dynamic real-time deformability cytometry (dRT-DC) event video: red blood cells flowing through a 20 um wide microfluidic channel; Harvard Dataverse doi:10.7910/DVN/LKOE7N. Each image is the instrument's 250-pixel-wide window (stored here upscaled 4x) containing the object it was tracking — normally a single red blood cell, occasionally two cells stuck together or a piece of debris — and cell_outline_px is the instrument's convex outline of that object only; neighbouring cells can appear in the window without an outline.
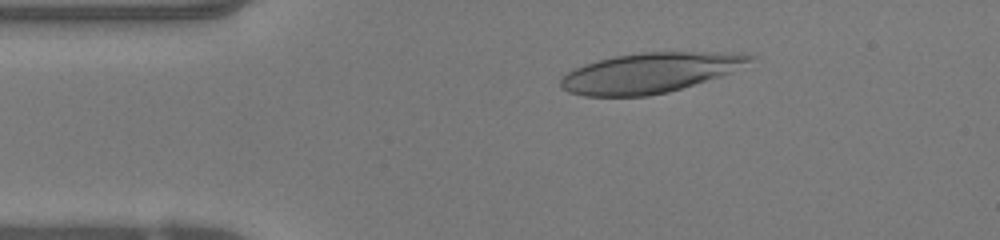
{"species": "human", "species_latin": "Homo sapiens", "temperature_condition": "warm", "stored_images_in_passage": 49, "camera_frame_rate_fps": 3000, "um_per_image_px": 0.085, "donor": {"sex": "female"}, "frame": {"image": 1, "passage_image": 8, "time_ms": 2.333, "image_size_px": [1000, 240], "cell_outline_px": [[756, 56], [728, 72], [720, 76], [668, 92], [648, 96], [584, 96], [568, 92], [560, 88], [560, 80], [568, 72], [584, 64], [612, 56], [640, 52], [740, 52]], "centroid_in_image_um": [55.16, 6.18], "position_along_channel_um": 29.8, "area_um2": 43.7}}
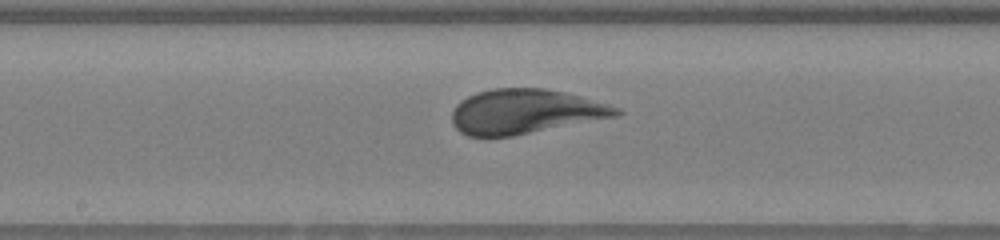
{"frame": {"image": 2, "passage_image": 24, "time_ms": 7.667, "image_size_px": [1000, 240], "cell_outline_px": [[624, 112], [616, 116], [512, 136], [468, 136], [460, 132], [452, 124], [452, 112], [456, 104], [460, 100], [476, 92], [492, 88], [544, 88], [564, 92], [580, 96], [608, 104], [620, 108]], "centroid_in_image_um": [44.6, 9.47], "position_along_channel_um": 203.6, "area_um2": 42.54}}
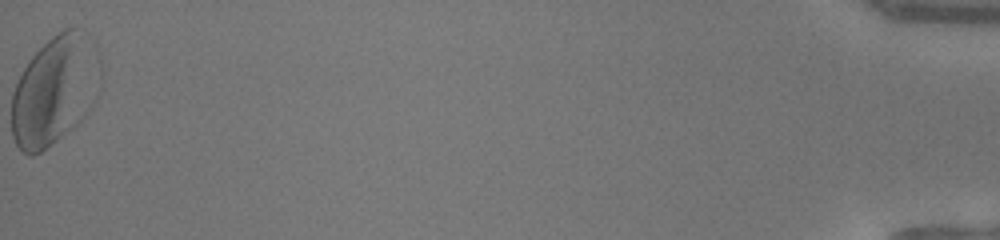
{"frame": {"image": 3, "passage_image": 49, "time_ms": 16.0, "image_size_px": [1000, 240], "cell_outline_px": [[96, 100], [92, 108], [72, 128], [40, 152], [32, 156], [28, 156], [16, 144], [12, 136], [12, 92], [24, 68], [32, 56], [52, 36], [64, 28], [84, 28], [88, 32], [96, 96]], "centroid_in_image_um": [4.54, 7.73], "position_along_channel_um": 430.7, "area_um2": 54.33}}